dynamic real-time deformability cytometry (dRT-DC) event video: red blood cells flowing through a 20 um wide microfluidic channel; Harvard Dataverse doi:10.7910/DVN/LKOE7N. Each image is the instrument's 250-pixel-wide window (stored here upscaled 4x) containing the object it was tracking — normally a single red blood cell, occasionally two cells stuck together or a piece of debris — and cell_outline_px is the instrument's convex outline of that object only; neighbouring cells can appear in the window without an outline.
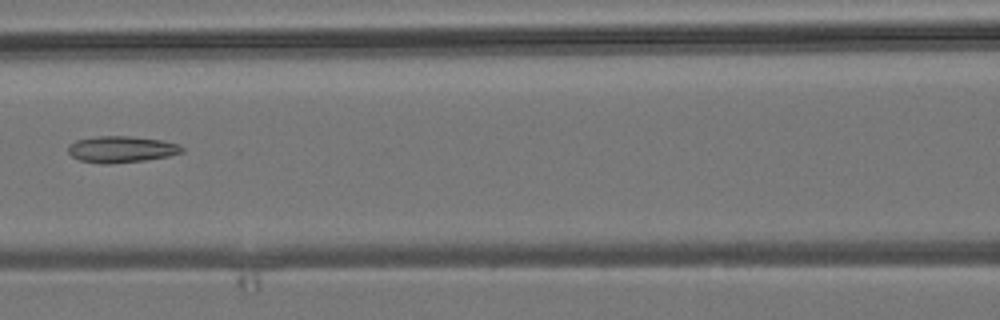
{"species": "common noctule bat (a hibernating species)", "species_latin": "Nyctalus noctula", "temperature_condition": "room temperature", "stored_images_in_passage": 5, "camera_frame_rate_fps": 3000, "um_per_image_px": 0.085, "animal": {"sex": "male", "body_mass_g": 19.2, "forearm_length_mm": 51.8}, "frame": {"image": 1, "passage_image": 5, "time_ms": 4.667, "image_size_px": [1000, 320], "cell_outline_px": [[184, 152], [168, 156], [144, 160], [108, 164], [100, 164], [80, 160], [72, 156], [68, 152], [68, 144], [76, 140], [96, 136], [132, 136], [160, 140], [180, 144], [184, 148]], "centroid_in_image_um": [10.31, 12.68], "position_along_channel_um": 156.3, "area_um2": 17.63}}